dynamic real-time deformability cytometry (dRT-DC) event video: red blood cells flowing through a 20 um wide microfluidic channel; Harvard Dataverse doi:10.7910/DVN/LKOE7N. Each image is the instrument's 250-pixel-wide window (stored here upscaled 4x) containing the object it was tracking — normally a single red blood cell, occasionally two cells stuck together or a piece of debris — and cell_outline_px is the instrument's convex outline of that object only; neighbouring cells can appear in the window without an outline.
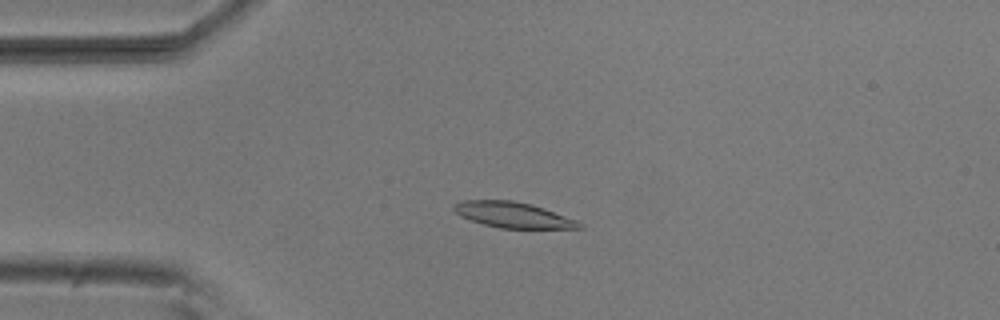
{"species": "common noctule bat (a hibernating species)", "species_latin": "Nyctalus noctula", "temperature_condition": "room temperature", "stored_images_in_passage": 54, "camera_frame_rate_fps": 3000, "um_per_image_px": 0.085, "animal": {"sex": "male", "body_mass_g": 20.5, "forearm_length_mm": 52.5}, "frame": {"image": 1, "passage_image": 13, "time_ms": 4.0, "image_size_px": [1000, 320], "cell_outline_px": [[584, 228], [500, 228], [468, 220], [460, 216], [452, 208], [452, 204], [464, 200], [512, 200], [532, 204], [544, 208], [576, 220], [584, 224]], "centroid_in_image_um": [43.58, 18.26], "position_along_channel_um": 41.4, "area_um2": 18.79}}
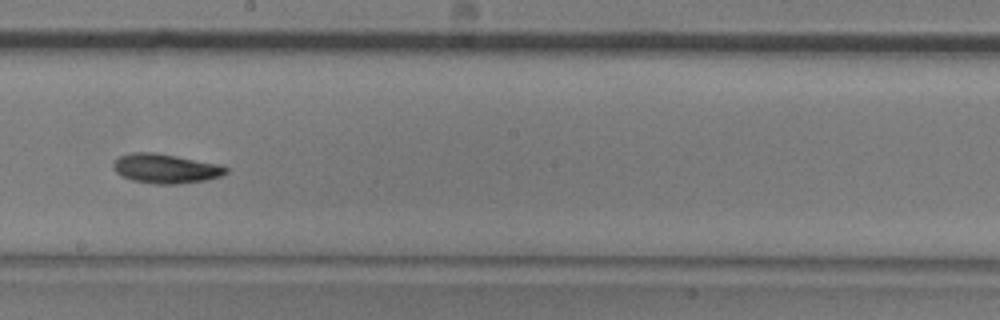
{"frame": {"image": 2, "passage_image": 30, "time_ms": 9.667, "image_size_px": [1000, 320], "cell_outline_px": [[228, 172], [220, 176], [208, 180], [180, 184], [152, 184], [132, 180], [120, 176], [112, 168], [112, 164], [120, 156], [132, 152], [152, 152], [224, 164], [228, 168]], "centroid_in_image_um": [14.11, 14.33], "position_along_channel_um": 234.1, "area_um2": 19.65}}
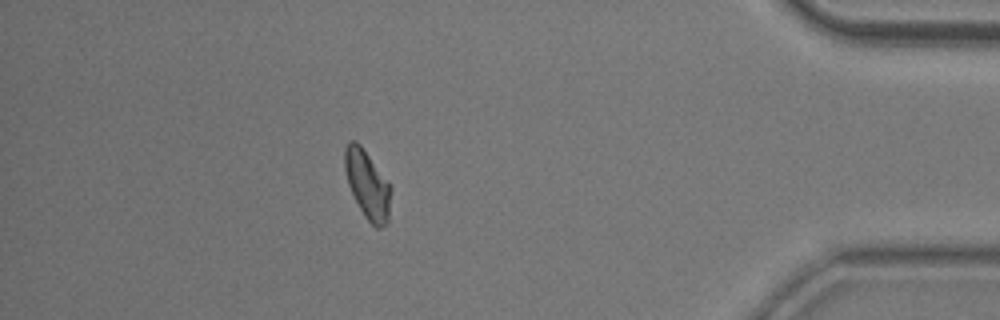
{"frame": {"image": 3, "passage_image": 47, "time_ms": 15.333, "image_size_px": [1000, 320], "cell_outline_px": [[392, 188], [388, 220], [380, 228], [376, 228], [364, 216], [348, 184], [344, 168], [344, 148], [348, 140], [356, 140], [360, 144]], "centroid_in_image_um": [31.21, 15.66], "position_along_channel_um": 404.0, "area_um2": 18.15}, "authors_computed_cell_mechanics": {"area_um2": 18.6116, "velocity_mm_per_s": 3.8081, "shape_relaxation_time_tau1_ms": 6.8738, "shape_relaxation_time_tau2_ms": 10.4041, "deformation_change_tau1": 0.1565, "deformation_change_tau2": 0.1846}}